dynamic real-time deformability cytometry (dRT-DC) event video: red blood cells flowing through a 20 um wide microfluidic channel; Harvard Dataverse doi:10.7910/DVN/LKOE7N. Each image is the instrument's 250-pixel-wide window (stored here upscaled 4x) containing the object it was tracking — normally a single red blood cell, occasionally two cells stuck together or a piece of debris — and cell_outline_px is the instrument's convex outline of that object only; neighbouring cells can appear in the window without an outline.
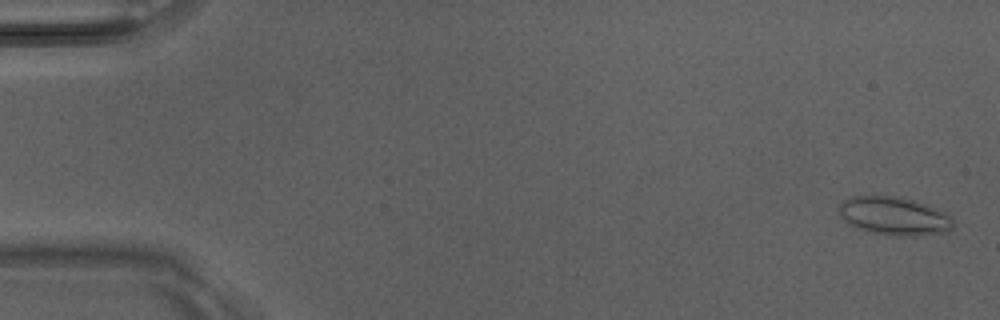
{"species": "Egyptian fruit bat (a non-hibernating species)", "species_latin": "Rousettus aegyptiacus", "temperature_condition": "room temperature", "stored_images_in_passage": 5, "camera_frame_rate_fps": 3000, "um_per_image_px": 0.085, "animal": {"sex": "male"}, "frame": {"image": 1, "passage_image": 1, "time_ms": 0.0, "image_size_px": [1000, 320], "cell_outline_px": [[952, 228], [944, 232], [924, 236], [888, 236], [868, 232], [856, 228], [848, 224], [840, 216], [840, 204], [848, 196], [900, 196], [916, 200], [928, 204], [944, 212], [952, 220]], "centroid_in_image_um": [75.98, 18.37], "position_along_channel_um": 9.0, "area_um2": 25.89}}